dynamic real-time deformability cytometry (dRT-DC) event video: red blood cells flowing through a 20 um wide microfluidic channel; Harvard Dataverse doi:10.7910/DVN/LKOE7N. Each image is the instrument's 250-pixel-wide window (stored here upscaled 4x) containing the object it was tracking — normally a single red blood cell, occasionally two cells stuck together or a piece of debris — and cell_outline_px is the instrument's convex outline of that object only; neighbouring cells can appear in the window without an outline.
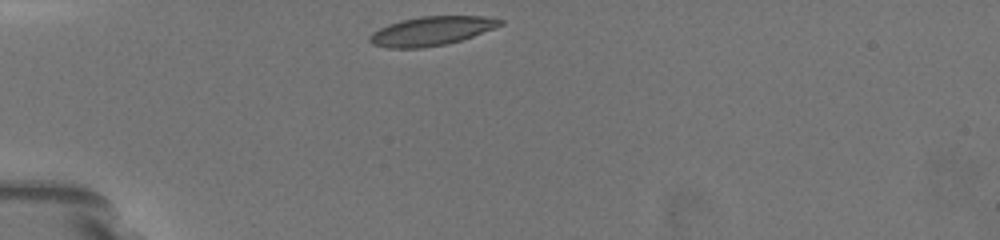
{"species": "common noctule bat (a hibernating species)", "species_latin": "Nyctalus noctula", "temperature_condition": "warm", "stored_images_in_passage": 10, "camera_frame_rate_fps": 3000, "um_per_image_px": 0.085, "animal": {"sex": "female", "body_mass_g": 19.5, "forearm_length_mm": 54.1}, "frame": {"image": 1, "passage_image": 1, "time_ms": 0.0, "image_size_px": [1000, 240], "cell_outline_px": [[504, 24], [472, 36], [460, 40], [444, 44], [420, 48], [388, 48], [372, 44], [368, 40], [368, 36], [372, 32], [388, 24], [420, 16], [484, 16], [504, 20]], "centroid_in_image_um": [36.64, 2.63], "position_along_channel_um": 48.4, "area_um2": 21.85}}
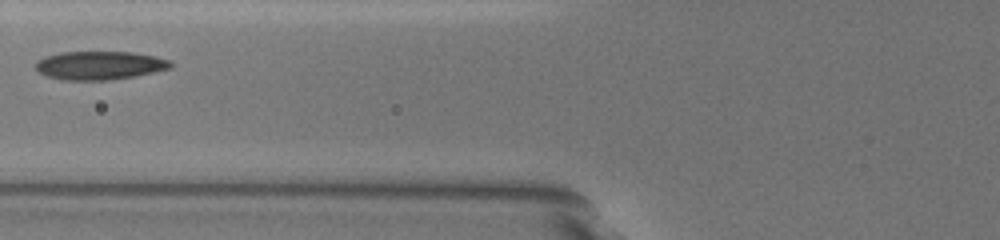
{"frame": {"image": 2, "passage_image": 7, "time_ms": 2.667, "image_size_px": [1000, 240], "cell_outline_px": [[172, 68], [132, 76], [108, 80], [64, 80], [48, 76], [40, 72], [36, 68], [36, 60], [44, 56], [60, 52], [132, 52], [156, 56], [168, 60], [172, 64]], "centroid_in_image_um": [8.44, 5.55], "position_along_channel_um": 117.4, "area_um2": 22.25}}
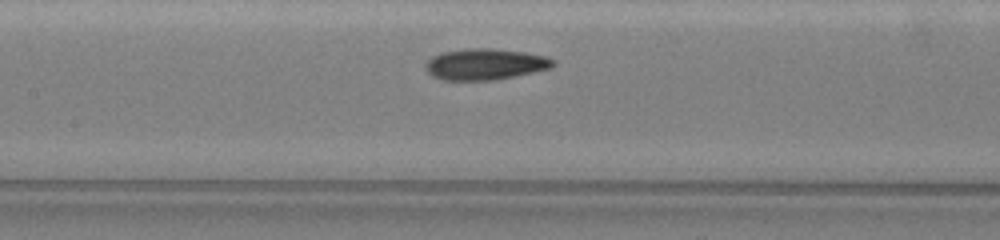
{"frame": {"image": 3, "passage_image": 10, "time_ms": 4.0, "image_size_px": [1000, 240], "cell_outline_px": [[556, 64], [552, 68], [492, 80], [440, 80], [432, 76], [428, 72], [424, 64], [432, 56], [444, 52], [464, 48], [492, 48], [524, 52], [544, 56], [556, 60]], "centroid_in_image_um": [41.22, 5.45], "position_along_channel_um": 166.2, "area_um2": 23.18}}